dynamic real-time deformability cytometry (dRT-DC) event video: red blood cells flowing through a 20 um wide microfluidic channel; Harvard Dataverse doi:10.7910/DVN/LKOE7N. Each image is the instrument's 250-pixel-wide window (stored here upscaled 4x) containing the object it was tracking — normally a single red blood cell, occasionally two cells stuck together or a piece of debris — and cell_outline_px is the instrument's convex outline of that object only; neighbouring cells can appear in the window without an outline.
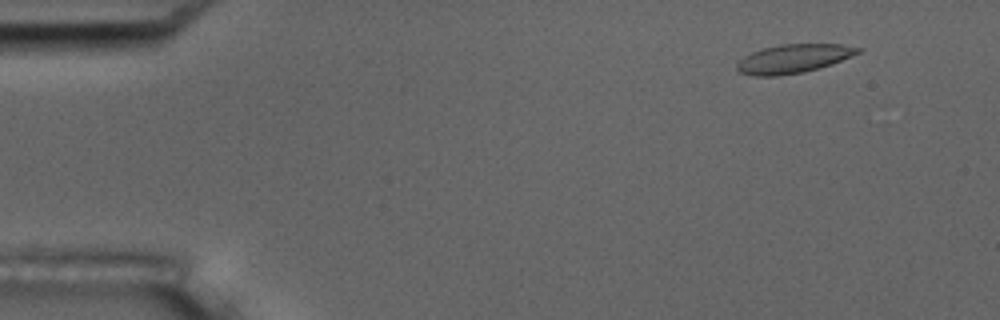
{"species": "common noctule bat (a hibernating species)", "species_latin": "Nyctalus noctula", "temperature_condition": "room temperature", "stored_images_in_passage": 16, "camera_frame_rate_fps": 3000, "um_per_image_px": 0.085, "animal": {"sex": "male", "body_mass_g": 17.5, "forearm_length_mm": 52.3}, "frame": {"image": 1, "passage_image": 5, "time_ms": 1.333, "image_size_px": [1000, 320], "cell_outline_px": [[864, 48], [860, 52], [832, 64], [804, 72], [776, 76], [752, 76], [740, 72], [736, 68], [736, 64], [744, 56], [752, 52], [764, 48], [780, 44], [844, 44]], "centroid_in_image_um": [67.45, 4.98], "position_along_channel_um": 17.6, "area_um2": 20.29}}